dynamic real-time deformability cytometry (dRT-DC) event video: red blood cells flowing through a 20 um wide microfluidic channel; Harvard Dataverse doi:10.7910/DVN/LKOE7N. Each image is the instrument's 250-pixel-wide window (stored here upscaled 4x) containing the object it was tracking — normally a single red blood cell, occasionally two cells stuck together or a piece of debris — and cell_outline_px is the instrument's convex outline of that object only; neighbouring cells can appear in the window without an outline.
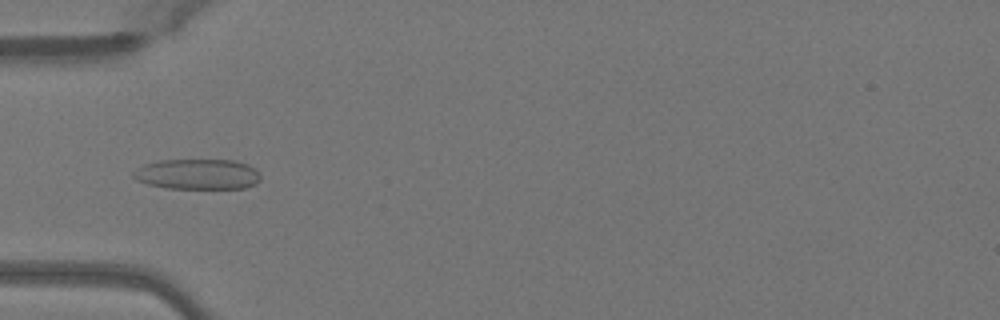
{"species": "Egyptian fruit bat (a non-hibernating species)", "species_latin": "Rousettus aegyptiacus", "temperature_condition": "warm", "stored_images_in_passage": 36, "camera_frame_rate_fps": 3000, "um_per_image_px": 0.085, "animal": {"sex": "female"}, "frame": {"image": 1, "passage_image": 6, "time_ms": 1.667, "image_size_px": [1000, 320], "cell_outline_px": [[260, 180], [256, 184], [244, 188], [168, 188], [148, 184], [136, 180], [132, 176], [132, 172], [136, 168], [144, 164], [160, 160], [232, 160], [248, 164], [256, 168], [260, 172]], "centroid_in_image_um": [16.8, 14.8], "position_along_channel_um": 68.2, "area_um2": 22.72}}
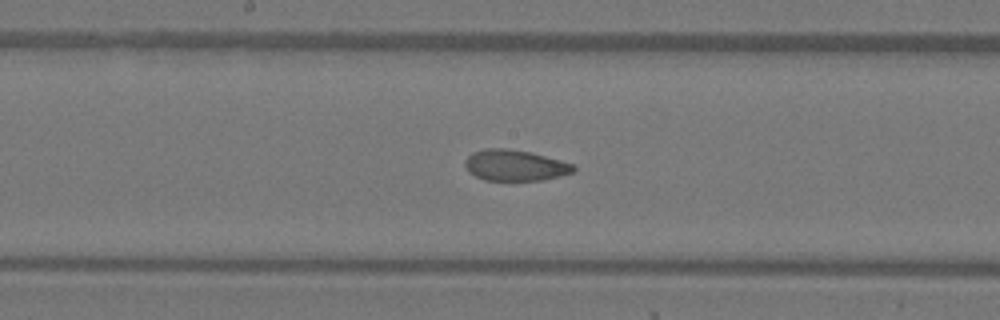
{"frame": {"image": 2, "passage_image": 16, "time_ms": 5.0, "image_size_px": [1000, 320], "cell_outline_px": [[576, 168], [572, 172], [560, 176], [544, 180], [484, 180], [468, 172], [464, 164], [464, 160], [472, 152], [484, 148], [504, 148], [532, 152], [560, 160], [572, 164]], "centroid_in_image_um": [43.74, 14.05], "position_along_channel_um": 204.5, "area_um2": 19.65}}
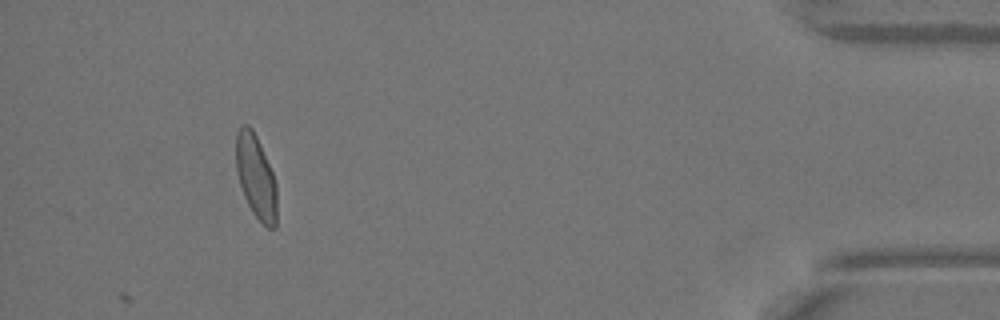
{"frame": {"image": 3, "passage_image": 36, "time_ms": 11.667, "image_size_px": [1000, 320], "cell_outline_px": [[276, 228], [268, 228], [252, 212], [244, 196], [240, 184], [236, 168], [236, 132], [244, 124], [248, 124], [252, 128], [260, 144], [272, 172], [276, 184]], "centroid_in_image_um": [21.75, 15.01], "position_along_channel_um": 413.5, "area_um2": 19.65}, "authors_computed_cell_mechanics": {"area_um2": 19.9699, "velocity_mm_per_s": 4.0595, "shape_relaxation_time_tau1_ms": null, "shape_relaxation_time_tau2_ms": 1.3271, "deformation_change_tau1": null, "deformation_change_tau2": 0.0584}}